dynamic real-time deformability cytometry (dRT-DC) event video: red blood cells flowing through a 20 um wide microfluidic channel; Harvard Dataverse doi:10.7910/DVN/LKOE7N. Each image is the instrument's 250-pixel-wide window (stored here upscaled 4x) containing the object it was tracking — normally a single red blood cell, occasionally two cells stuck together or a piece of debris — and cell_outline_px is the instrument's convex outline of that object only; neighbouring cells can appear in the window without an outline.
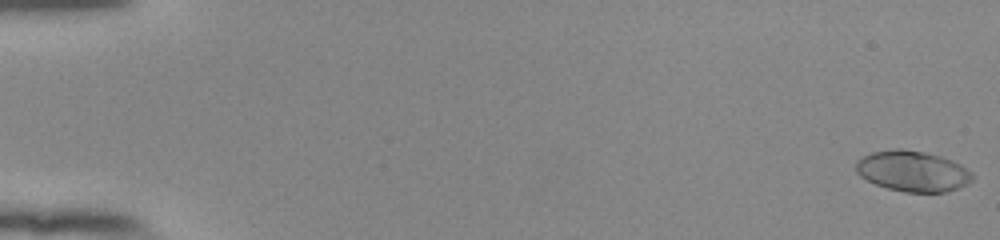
{"species": "human", "species_latin": "Homo sapiens", "temperature_condition": "room temperature", "stored_images_in_passage": 55, "camera_frame_rate_fps": 3000, "um_per_image_px": 0.085, "donor": {"sex": "female"}, "frame": {"image": 1, "passage_image": 1, "time_ms": 0.0, "image_size_px": [1000, 240], "cell_outline_px": [[972, 180], [948, 192], [904, 192], [888, 188], [876, 184], [860, 176], [856, 172], [856, 160], [872, 152], [896, 148], [900, 148], [924, 152], [940, 156], [952, 160], [960, 164], [972, 172]], "centroid_in_image_um": [77.55, 14.54], "position_along_channel_um": 7.4, "area_um2": 27.46}}
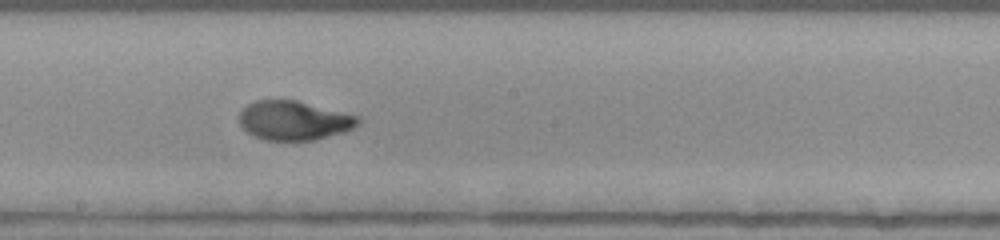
{"frame": {"image": 2, "passage_image": 32, "time_ms": 10.333, "image_size_px": [1000, 240], "cell_outline_px": [[360, 124], [344, 132], [312, 140], [264, 140], [252, 136], [240, 124], [240, 112], [248, 104], [256, 100], [296, 100], [360, 116]], "centroid_in_image_um": [25.0, 10.24], "position_along_channel_um": 223.2, "area_um2": 27.05}}
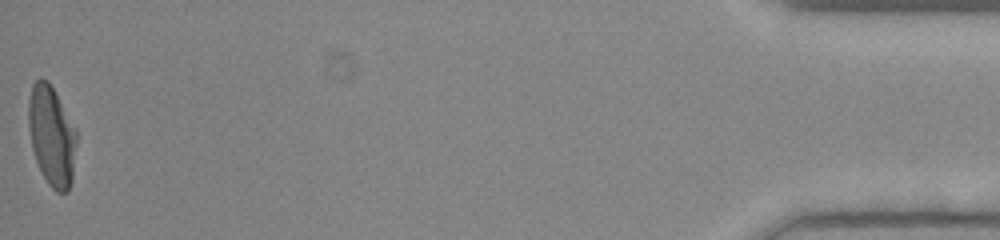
{"frame": {"image": 3, "passage_image": 55, "time_ms": 18.0, "image_size_px": [1000, 240], "cell_outline_px": [[76, 144], [72, 180], [68, 192], [56, 192], [48, 184], [36, 160], [32, 148], [28, 128], [28, 100], [32, 84], [40, 76], [48, 80], [76, 128]], "centroid_in_image_um": [4.38, 11.52], "position_along_channel_um": 430.8, "area_um2": 28.09}, "authors_computed_cell_mechanics": {"area_um2": 27.166, "velocity_mm_per_s": 3.879, "shape_relaxation_time_tau1_ms": 5.9382, "shape_relaxation_time_tau2_ms": 0.8235, "deformation_change_tau1": 0.268, "deformation_change_tau2": 0.0483}}